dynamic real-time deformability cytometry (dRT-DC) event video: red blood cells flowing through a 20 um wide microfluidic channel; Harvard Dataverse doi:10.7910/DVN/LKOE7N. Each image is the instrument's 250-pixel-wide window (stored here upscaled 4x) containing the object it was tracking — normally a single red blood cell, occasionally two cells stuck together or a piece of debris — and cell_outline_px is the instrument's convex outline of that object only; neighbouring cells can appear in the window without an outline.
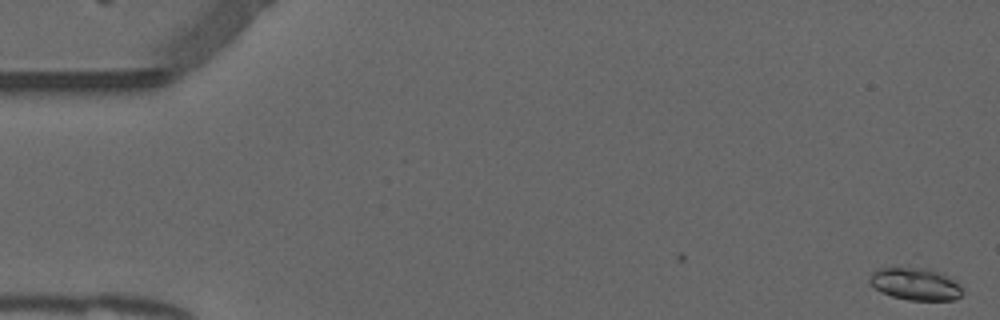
{"species": "common noctule bat (a hibernating species)", "species_latin": "Nyctalus noctula", "temperature_condition": "warm", "stored_images_in_passage": 41, "camera_frame_rate_fps": 3000, "um_per_image_px": 0.085, "animal": {"sex": "male", "forearm_length_mm": 52.5}, "frame": {"image": 1, "passage_image": 1, "time_ms": 0.0, "image_size_px": [1000, 320], "cell_outline_px": [[964, 292], [960, 296], [952, 300], [908, 300], [892, 296], [880, 292], [868, 280], [872, 272], [880, 268], [928, 268], [940, 272], [956, 280], [960, 284]], "centroid_in_image_um": [77.85, 24.14], "position_along_channel_um": 7.2, "area_um2": 17.51}}
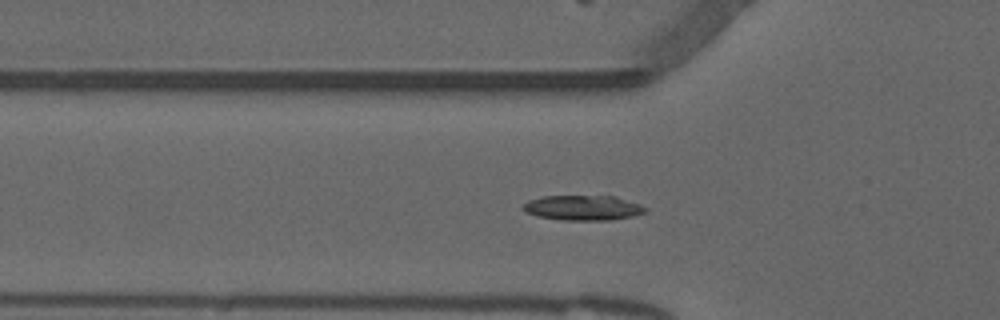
{"frame": {"image": 2, "passage_image": 18, "time_ms": 5.667, "image_size_px": [1000, 320], "cell_outline_px": [[648, 212], [632, 216], [612, 220], [560, 220], [536, 216], [524, 212], [520, 208], [528, 200], [544, 196], [616, 196], [640, 204], [648, 208]], "centroid_in_image_um": [49.55, 17.67], "position_along_channel_um": 76.3, "area_um2": 18.09}}
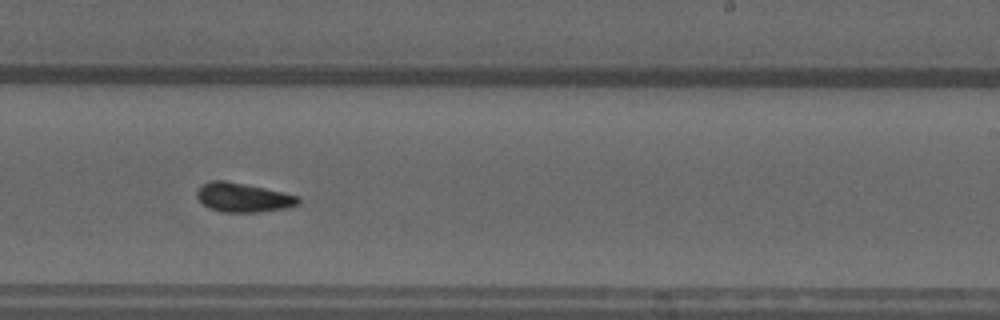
{"frame": {"image": 3, "passage_image": 33, "time_ms": 10.667, "image_size_px": [1000, 320], "cell_outline_px": [[300, 204], [284, 208], [260, 212], [224, 212], [208, 208], [196, 196], [196, 192], [204, 184], [212, 180], [224, 180], [264, 188], [296, 196], [300, 200]], "centroid_in_image_um": [20.64, 16.8], "position_along_channel_um": 268.4, "area_um2": 16.88}, "authors_computed_cell_mechanics": {"area_um2": 16.8198, "velocity_mm_per_s": 3.8364, "shape_relaxation_time_tau1_ms": 4.8297, "shape_relaxation_time_tau2_ms": 3.8954, "deformation_change_tau1": 0.1371, "deformation_change_tau2": 0.1148}}